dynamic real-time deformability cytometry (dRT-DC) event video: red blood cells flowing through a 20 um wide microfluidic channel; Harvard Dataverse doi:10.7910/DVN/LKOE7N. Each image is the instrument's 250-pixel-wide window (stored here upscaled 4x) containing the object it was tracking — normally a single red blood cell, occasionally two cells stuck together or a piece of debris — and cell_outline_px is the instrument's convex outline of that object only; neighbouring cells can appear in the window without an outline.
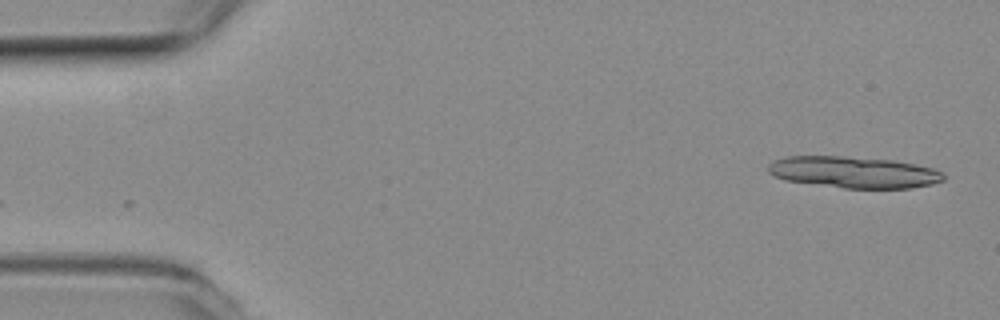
{"species": "common noctule bat (a hibernating species)", "species_latin": "Nyctalus noctula", "temperature_condition": "room temperature", "stored_images_in_passage": 5, "camera_frame_rate_fps": 3000, "um_per_image_px": 0.085, "animal": {"sex": "female", "body_mass_g": 19.3, "forearm_length_mm": 54.1}, "frame": {"image": 1, "passage_image": 1, "time_ms": 0.0, "image_size_px": [1000, 320], "cell_outline_px": [[944, 180], [932, 184], [908, 188], [844, 188], [784, 180], [768, 172], [768, 164], [772, 160], [788, 156], [844, 156], [892, 160], [916, 164], [932, 168], [944, 172]], "centroid_in_image_um": [72.56, 14.63], "position_along_channel_um": 12.4, "area_um2": 32.19}}